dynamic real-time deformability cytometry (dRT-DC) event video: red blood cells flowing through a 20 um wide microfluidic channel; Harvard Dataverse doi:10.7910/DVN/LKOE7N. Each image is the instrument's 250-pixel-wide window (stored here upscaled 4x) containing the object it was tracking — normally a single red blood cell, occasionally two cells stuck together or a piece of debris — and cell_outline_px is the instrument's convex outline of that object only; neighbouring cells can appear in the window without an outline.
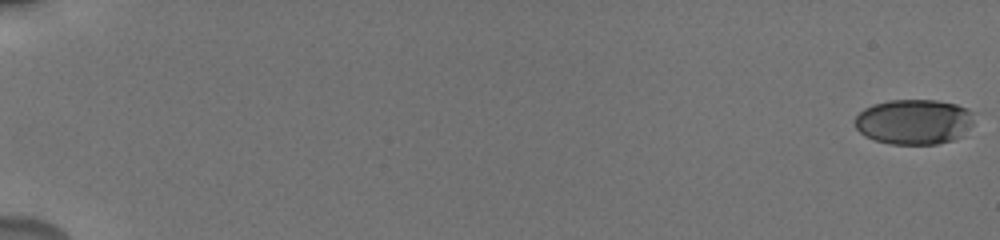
{"species": "human", "species_latin": "Homo sapiens", "temperature_condition": "cold", "stored_images_in_passage": 50, "camera_frame_rate_fps": 3000, "um_per_image_px": 0.085, "donor": {"sex": "male"}, "frame": {"image": 1, "passage_image": 1, "time_ms": 0.0, "image_size_px": [1000, 240], "cell_outline_px": [[972, 124], [964, 136], [952, 140], [936, 144], [892, 144], [876, 140], [864, 136], [856, 128], [856, 116], [864, 108], [872, 104], [888, 100], [936, 100], [956, 104], [968, 108], [972, 112]], "centroid_in_image_um": [77.7, 10.35], "position_along_channel_um": 7.3, "area_um2": 31.5}}
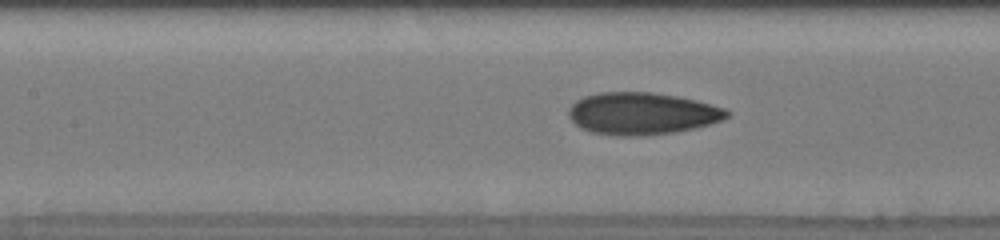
{"frame": {"image": 2, "passage_image": 24, "time_ms": 9.333, "image_size_px": [1000, 240], "cell_outline_px": [[732, 112], [728, 116], [720, 120], [696, 128], [676, 132], [644, 136], [616, 136], [592, 132], [580, 128], [568, 116], [568, 108], [576, 100], [584, 96], [600, 92], [652, 92], [676, 96], [696, 100], [724, 108]], "centroid_in_image_um": [54.55, 9.65], "position_along_channel_um": 152.9, "area_um2": 39.02}}
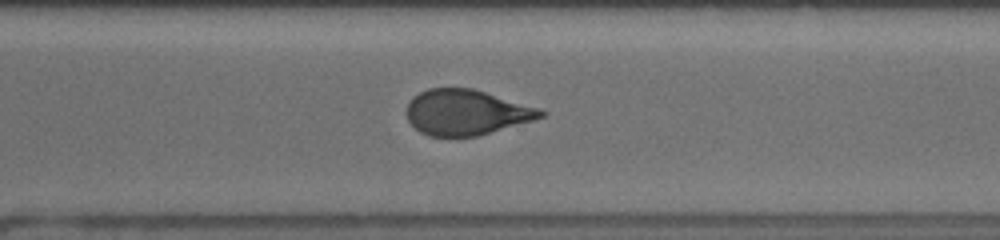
{"frame": {"image": 3, "passage_image": 38, "time_ms": 14.0, "image_size_px": [1000, 240], "cell_outline_px": [[548, 112], [544, 116], [532, 120], [476, 136], [428, 136], [420, 132], [408, 120], [408, 104], [420, 92], [428, 88], [472, 88], [540, 108]], "centroid_in_image_um": [39.65, 9.54], "position_along_channel_um": 330.9, "area_um2": 34.97}}